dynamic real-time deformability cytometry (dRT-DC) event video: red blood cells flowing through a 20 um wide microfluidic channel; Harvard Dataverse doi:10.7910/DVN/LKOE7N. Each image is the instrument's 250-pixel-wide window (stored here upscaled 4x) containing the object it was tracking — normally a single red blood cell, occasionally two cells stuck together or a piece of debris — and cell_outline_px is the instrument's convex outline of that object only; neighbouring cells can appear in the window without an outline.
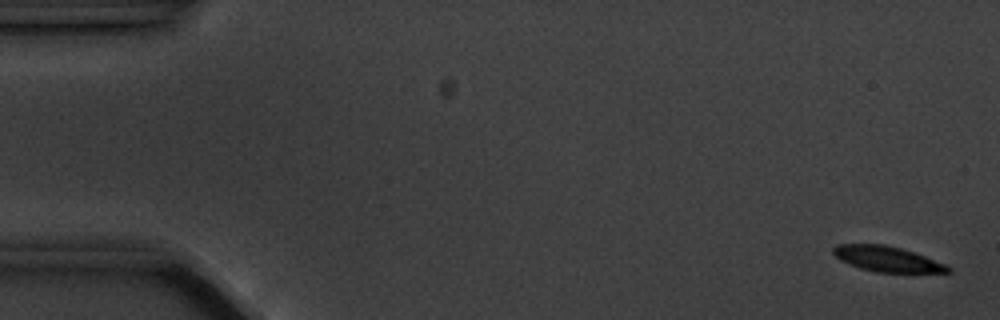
{"species": "common noctule bat (a hibernating species)", "species_latin": "Nyctalus noctula", "temperature_condition": "cold", "stored_images_in_passage": 4, "camera_frame_rate_fps": 3000, "um_per_image_px": 0.085, "animal": {"sex": "male", "body_mass_g": 20.1, "forearm_length_mm": 53.5}, "frame": {"image": 1, "passage_image": 1, "time_ms": 0.0, "image_size_px": [1000, 320], "cell_outline_px": [[952, 272], [876, 272], [860, 268], [848, 264], [840, 260], [832, 252], [832, 248], [836, 244], [884, 244], [900, 248], [924, 256], [944, 264], [952, 268]], "centroid_in_image_um": [75.35, 22.01], "position_along_channel_um": 9.6, "area_um2": 16.76}}